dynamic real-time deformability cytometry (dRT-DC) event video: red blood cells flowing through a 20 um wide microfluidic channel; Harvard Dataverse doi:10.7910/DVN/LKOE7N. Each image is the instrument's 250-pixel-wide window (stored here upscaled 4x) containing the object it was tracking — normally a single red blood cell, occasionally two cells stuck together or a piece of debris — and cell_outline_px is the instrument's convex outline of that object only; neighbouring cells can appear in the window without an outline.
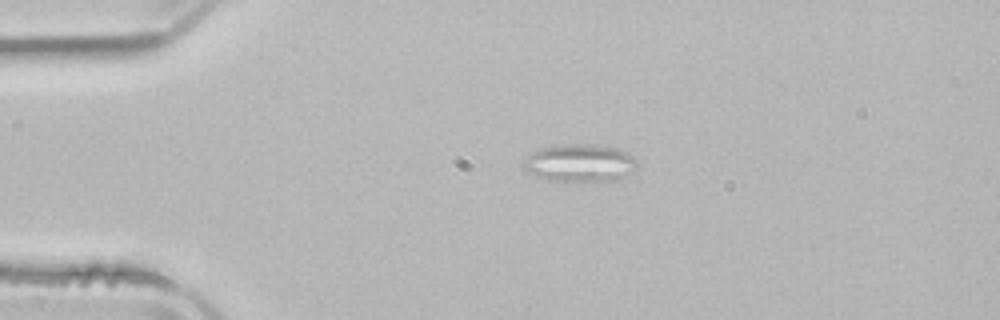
{"species": "common noctule bat (a hibernating species)", "species_latin": "Nyctalus noctula", "temperature_condition": "room temperature", "stored_images_in_passage": 3, "camera_frame_rate_fps": 3000, "um_per_image_px": 0.085, "animal": {"sex": "male", "body_mass_g": 21.5, "forearm_length_mm": 52.0}, "frame": {"image": 1, "passage_image": 1, "time_ms": 0.0, "image_size_px": [1000, 320], "cell_outline_px": [[640, 164], [628, 176], [616, 180], [576, 184], [548, 180], [536, 176], [524, 168], [524, 160], [536, 148], [548, 144], [596, 144], [620, 148], [636, 156], [640, 160]], "centroid_in_image_um": [49.36, 13.86], "position_along_channel_um": 35.6, "area_um2": 26.53}}
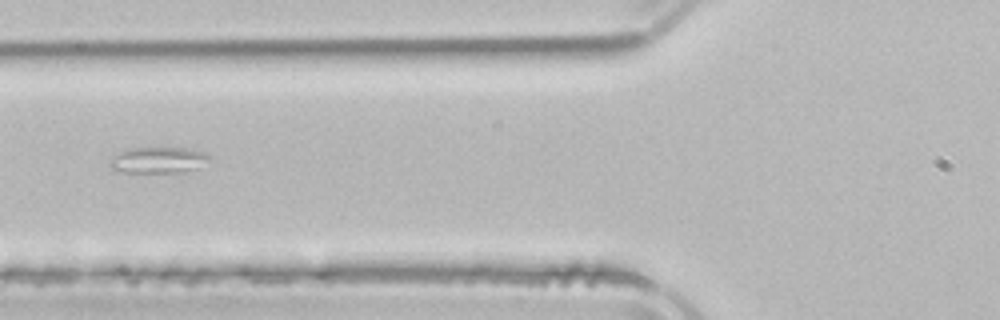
{"frame": {"image": 2, "passage_image": 3, "time_ms": 3.0, "image_size_px": [1000, 320], "cell_outline_px": [[212, 156], [208, 160], [196, 168], [184, 172], [124, 172], [112, 168], [108, 164], [108, 160], [112, 156], [128, 148], [192, 148], [204, 152]], "centroid_in_image_um": [13.44, 13.59], "position_along_channel_um": 112.4, "area_um2": 15.14}}